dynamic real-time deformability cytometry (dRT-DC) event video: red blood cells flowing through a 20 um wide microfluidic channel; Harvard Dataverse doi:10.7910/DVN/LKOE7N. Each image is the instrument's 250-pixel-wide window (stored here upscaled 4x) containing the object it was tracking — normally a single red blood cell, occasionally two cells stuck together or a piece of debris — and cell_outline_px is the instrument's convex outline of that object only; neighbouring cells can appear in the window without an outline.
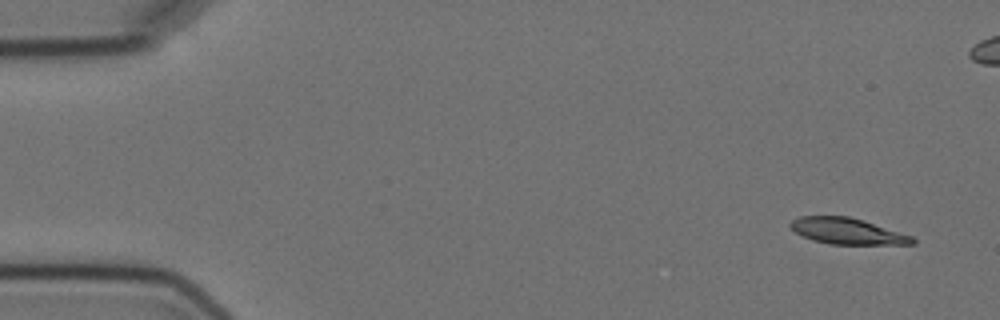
{"species": "Egyptian fruit bat (a non-hibernating species)", "species_latin": "Rousettus aegyptiacus", "temperature_condition": "cold", "stored_images_in_passage": 6, "segment_of_instrument_passage": [1, 2], "camera_frame_rate_fps": 3000, "um_per_image_px": 0.085, "animal": {"sex": "female"}, "frame": {"image": 1, "passage_image": 1, "time_ms": 0.0, "image_size_px": [1000, 320], "cell_outline_px": [[916, 244], [832, 244], [812, 240], [796, 232], [788, 224], [792, 220], [800, 216], [848, 216], [864, 220], [912, 236], [916, 240]], "centroid_in_image_um": [72.03, 19.64], "position_along_channel_um": 13.0, "area_um2": 18.44}}
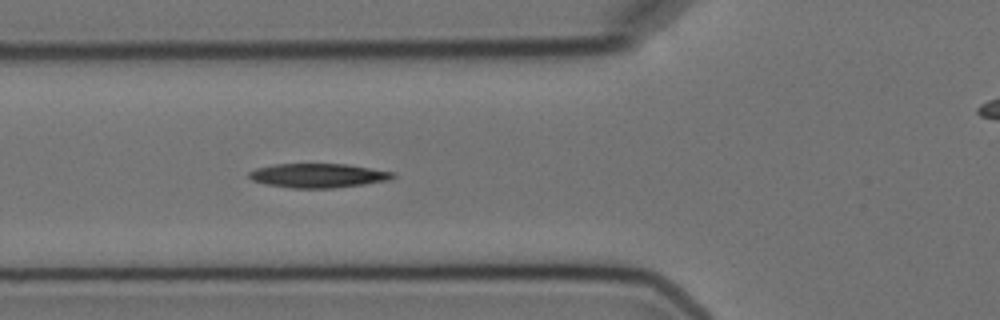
{"frame": {"image": 2, "passage_image": 5, "time_ms": 5.667, "image_size_px": [1000, 320], "cell_outline_px": [[396, 176], [392, 180], [364, 184], [332, 188], [292, 188], [264, 184], [252, 180], [248, 176], [248, 172], [256, 168], [272, 164], [348, 164], [396, 172]], "centroid_in_image_um": [27.07, 14.92], "position_along_channel_um": 98.7, "area_um2": 20.52}}